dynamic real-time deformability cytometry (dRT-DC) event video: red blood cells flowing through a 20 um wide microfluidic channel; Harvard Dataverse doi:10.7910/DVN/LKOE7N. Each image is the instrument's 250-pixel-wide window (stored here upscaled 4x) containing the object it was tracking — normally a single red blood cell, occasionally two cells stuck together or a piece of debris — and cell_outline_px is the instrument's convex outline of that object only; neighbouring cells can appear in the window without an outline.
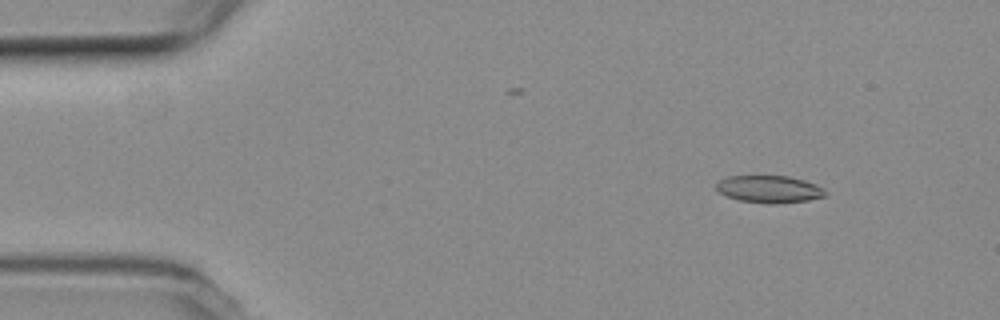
{"species": "common noctule bat (a hibernating species)", "species_latin": "Nyctalus noctula", "temperature_condition": "room temperature", "stored_images_in_passage": 54, "camera_frame_rate_fps": 3000, "um_per_image_px": 0.085, "animal": {"sex": "female", "body_mass_g": 19.3, "forearm_length_mm": 54.1}, "frame": {"image": 1, "passage_image": 6, "time_ms": 1.667, "image_size_px": [1000, 320], "cell_outline_px": [[824, 196], [808, 200], [776, 204], [768, 204], [740, 200], [728, 196], [720, 192], [716, 188], [716, 184], [720, 180], [728, 176], [788, 176], [804, 180], [816, 184], [824, 192]], "centroid_in_image_um": [65.36, 16.08], "position_along_channel_um": 19.6, "area_um2": 17.05}}
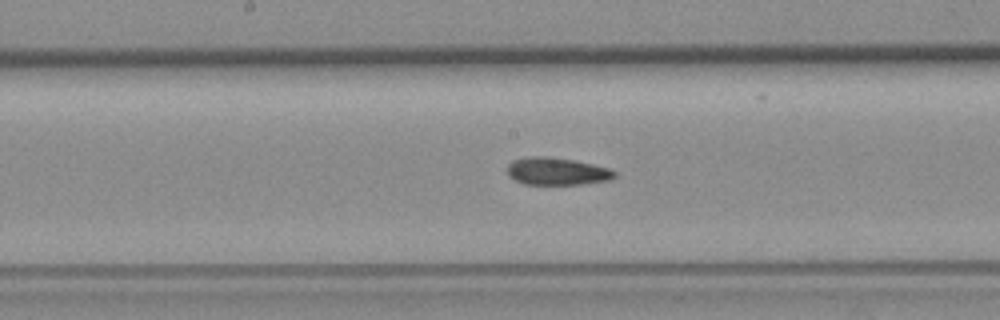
{"frame": {"image": 2, "passage_image": 27, "time_ms": 8.667, "image_size_px": [1000, 320], "cell_outline_px": [[616, 176], [612, 180], [580, 184], [524, 184], [508, 176], [508, 164], [512, 160], [528, 156], [548, 156], [572, 160], [612, 168], [616, 172]], "centroid_in_image_um": [47.36, 14.56], "position_along_channel_um": 200.8, "area_um2": 17.28}}
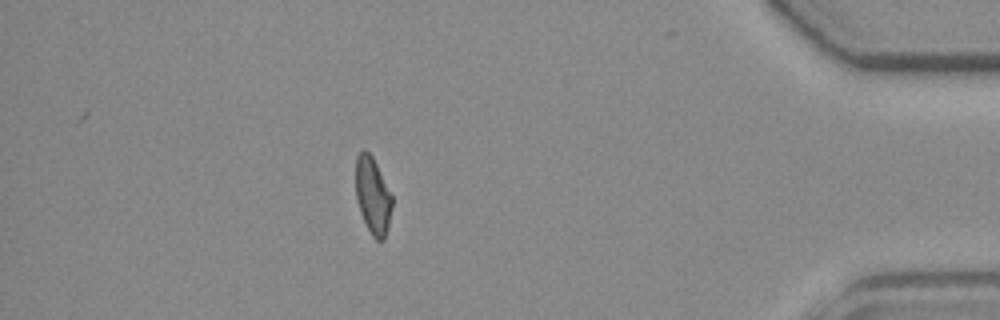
{"frame": {"image": 3, "passage_image": 47, "time_ms": 15.333, "image_size_px": [1000, 320], "cell_outline_px": [[392, 208], [388, 228], [384, 240], [376, 240], [372, 236], [360, 212], [356, 200], [356, 156], [364, 148], [372, 156], [392, 196]], "centroid_in_image_um": [31.68, 16.64], "position_along_channel_um": 403.5, "area_um2": 16.18}, "authors_computed_cell_mechanics": {"area_um2": 17.3689, "velocity_mm_per_s": 3.7972, "shape_relaxation_time_tau1_ms": null, "shape_relaxation_time_tau2_ms": 4.2939, "deformation_change_tau1": null, "deformation_change_tau2": 0.125}}